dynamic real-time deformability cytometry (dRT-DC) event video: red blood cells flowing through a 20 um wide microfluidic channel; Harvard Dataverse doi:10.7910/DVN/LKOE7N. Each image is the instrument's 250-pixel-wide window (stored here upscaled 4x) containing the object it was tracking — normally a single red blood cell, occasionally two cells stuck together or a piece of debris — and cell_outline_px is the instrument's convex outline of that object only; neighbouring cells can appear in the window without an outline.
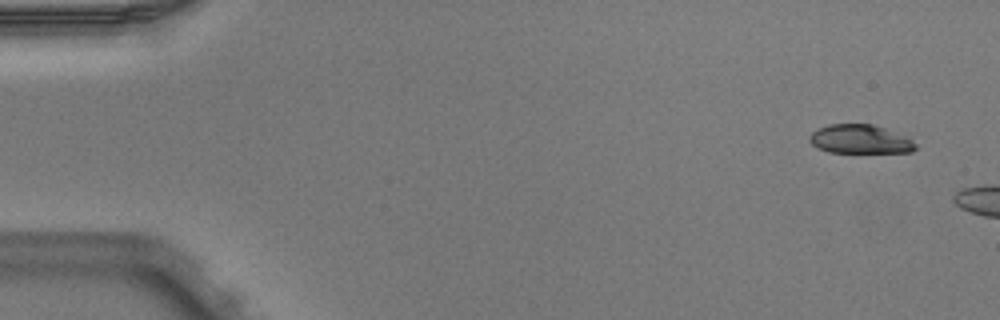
{"species": "Egyptian fruit bat (a non-hibernating species)", "species_latin": "Rousettus aegyptiacus", "temperature_condition": "warm", "stored_images_in_passage": 4, "camera_frame_rate_fps": 3000, "um_per_image_px": 0.085, "animal": {"sex": "male"}, "frame": {"image": 1, "passage_image": 1, "time_ms": 0.0, "image_size_px": [1000, 320], "cell_outline_px": [[916, 148], [912, 152], [828, 152], [812, 144], [808, 140], [808, 136], [816, 128], [828, 124], [872, 124], [908, 136], [916, 144]], "centroid_in_image_um": [73.1, 11.82], "position_along_channel_um": 11.9, "area_um2": 17.92}}